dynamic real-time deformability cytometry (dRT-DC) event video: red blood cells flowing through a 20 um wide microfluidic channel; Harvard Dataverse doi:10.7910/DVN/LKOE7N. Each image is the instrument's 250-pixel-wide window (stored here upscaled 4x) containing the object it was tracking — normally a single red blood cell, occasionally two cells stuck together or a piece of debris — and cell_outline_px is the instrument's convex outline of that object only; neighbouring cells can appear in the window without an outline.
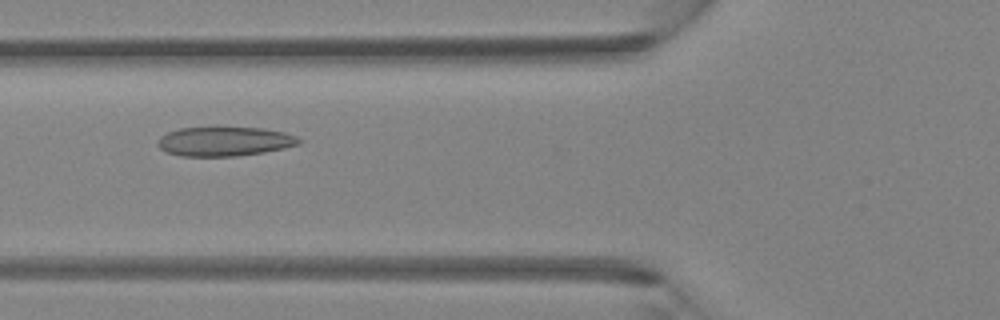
{"species": "Egyptian fruit bat (a non-hibernating species)", "species_latin": "Rousettus aegyptiacus", "temperature_condition": "room temperature", "stored_images_in_passage": 45, "camera_frame_rate_fps": 3000, "um_per_image_px": 0.085, "animal": {"sex": "female"}, "frame": {"image": 1, "passage_image": 17, "time_ms": 5.333, "image_size_px": [1000, 320], "cell_outline_px": [[300, 144], [284, 148], [264, 152], [236, 156], [180, 156], [168, 152], [160, 148], [160, 136], [168, 132], [180, 128], [216, 124], [264, 128], [284, 132], [296, 136], [300, 140]], "centroid_in_image_um": [19.1, 11.96], "position_along_channel_um": 106.7, "area_um2": 24.97}}
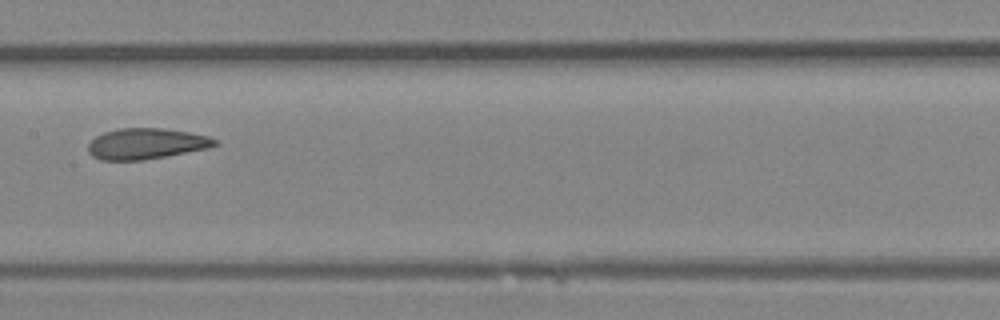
{"frame": {"image": 2, "passage_image": 23, "time_ms": 7.333, "image_size_px": [1000, 320], "cell_outline_px": [[220, 144], [208, 148], [144, 160], [100, 160], [92, 156], [88, 152], [88, 144], [96, 136], [104, 132], [120, 128], [164, 128], [188, 132], [208, 136], [216, 140]], "centroid_in_image_um": [12.41, 12.21], "position_along_channel_um": 195.0, "area_um2": 22.77}}
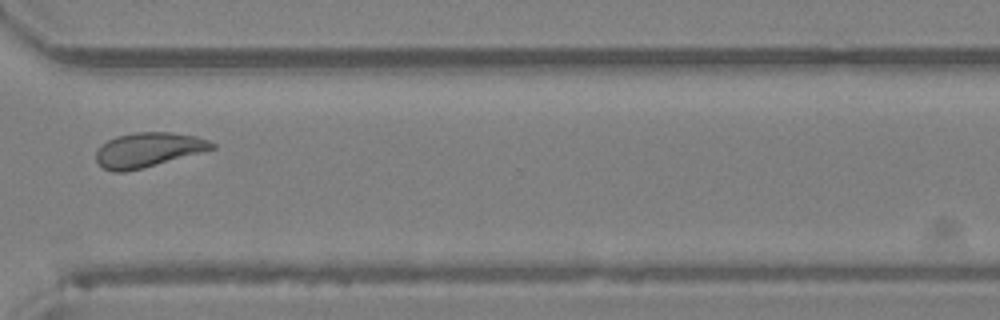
{"frame": {"image": 3, "passage_image": 34, "time_ms": 11.0, "image_size_px": [1000, 320], "cell_outline_px": [[216, 148], [144, 168], [124, 172], [112, 172], [104, 168], [96, 160], [96, 152], [108, 140], [116, 136], [136, 132], [172, 132], [196, 136], [208, 140], [216, 144]], "centroid_in_image_um": [12.62, 12.74], "position_along_channel_um": 358.0, "area_um2": 23.24}}